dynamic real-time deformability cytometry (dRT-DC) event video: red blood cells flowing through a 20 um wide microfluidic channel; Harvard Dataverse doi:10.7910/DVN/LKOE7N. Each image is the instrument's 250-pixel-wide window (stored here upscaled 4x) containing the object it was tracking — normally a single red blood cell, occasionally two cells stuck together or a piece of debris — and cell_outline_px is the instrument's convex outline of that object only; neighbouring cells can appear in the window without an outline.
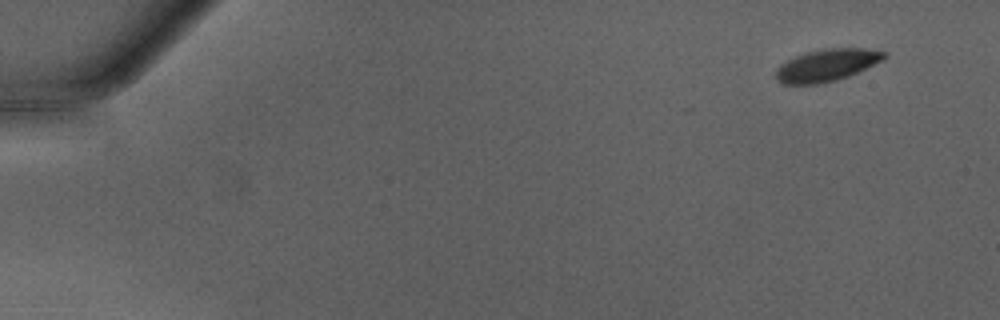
{"species": "Egyptian fruit bat (a non-hibernating species)", "species_latin": "Rousettus aegyptiacus", "temperature_condition": "warm", "stored_images_in_passage": 47, "camera_frame_rate_fps": 3000, "um_per_image_px": 0.085, "animal": {"sex": "male"}, "frame": {"image": 1, "passage_image": 1, "time_ms": 0.0, "image_size_px": [1000, 320], "cell_outline_px": [[888, 56], [848, 76], [836, 80], [820, 84], [780, 84], [776, 80], [776, 68], [780, 64], [796, 56], [808, 52], [824, 48], [864, 48], [888, 52]], "centroid_in_image_um": [70.24, 5.54], "position_along_channel_um": 14.8, "area_um2": 20.11}}
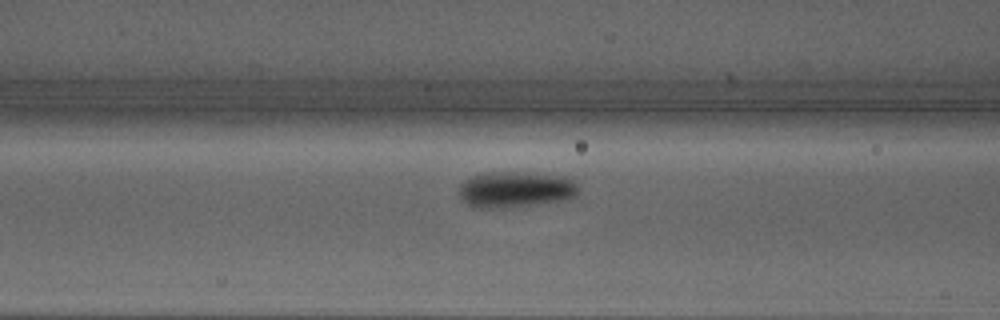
{"frame": {"image": 2, "passage_image": 19, "time_ms": 6.0, "image_size_px": [1000, 320], "cell_outline_px": [[580, 188], [576, 196], [560, 200], [504, 208], [476, 208], [468, 204], [460, 196], [460, 184], [464, 180], [472, 176], [488, 172], [504, 172], [564, 176], [572, 180]], "centroid_in_image_um": [43.79, 16.11], "position_along_channel_um": 122.8, "area_um2": 24.62}}
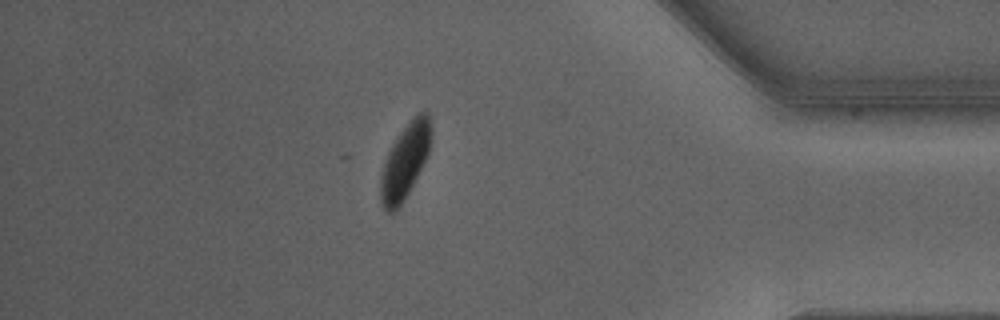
{"frame": {"image": 3, "passage_image": 41, "time_ms": 13.333, "image_size_px": [1000, 320], "cell_outline_px": [[432, 140], [428, 156], [408, 192], [396, 212], [388, 212], [380, 204], [380, 176], [388, 152], [392, 144], [400, 132], [416, 112], [428, 112], [432, 124]], "centroid_in_image_um": [34.45, 13.67], "position_along_channel_um": 400.8, "area_um2": 22.25}, "authors_computed_cell_mechanics": {"area_um2": 22.253, "velocity_mm_per_s": 4.2306, "shape_relaxation_time_tau1_ms": 2.0663, "shape_relaxation_time_tau2_ms": null, "deformation_change_tau1": 0.1307, "deformation_change_tau2": null}}